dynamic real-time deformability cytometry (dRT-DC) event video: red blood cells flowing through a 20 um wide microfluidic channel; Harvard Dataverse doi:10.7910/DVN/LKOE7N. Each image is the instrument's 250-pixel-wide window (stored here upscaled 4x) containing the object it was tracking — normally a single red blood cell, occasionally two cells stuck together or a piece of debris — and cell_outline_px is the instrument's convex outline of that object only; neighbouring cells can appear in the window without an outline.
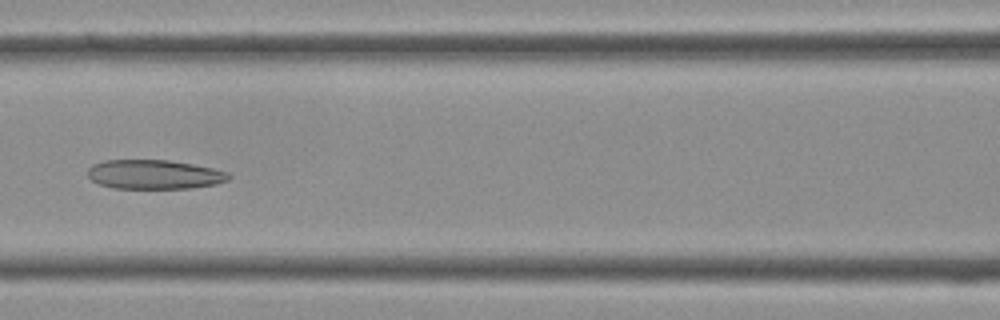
{"species": "Egyptian fruit bat (a non-hibernating species)", "species_latin": "Rousettus aegyptiacus", "temperature_condition": "cold", "stored_images_in_passage": 34, "camera_frame_rate_fps": 3000, "um_per_image_px": 0.085, "frame": {"image": 1, "passage_image": 11, "time_ms": 3.333, "image_size_px": [1000, 320], "cell_outline_px": [[232, 176], [228, 180], [216, 184], [192, 188], [112, 188], [100, 184], [92, 180], [88, 176], [88, 168], [92, 164], [104, 160], [168, 160], [192, 164], [212, 168], [228, 172]], "centroid_in_image_um": [13.11, 14.82], "position_along_channel_um": 153.5, "area_um2": 24.04}}
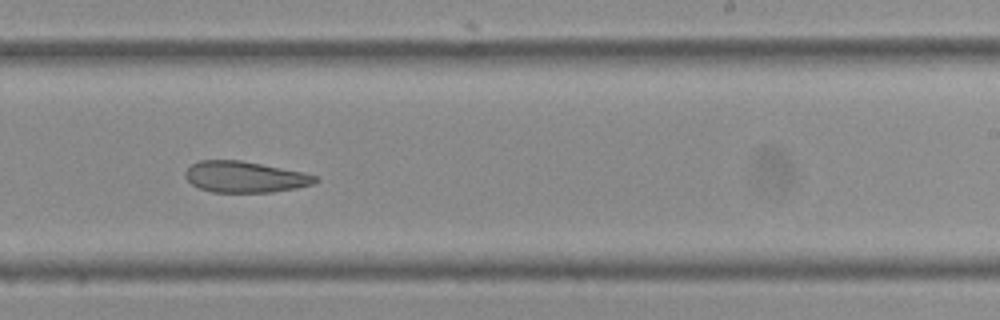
{"frame": {"image": 2, "passage_image": 18, "time_ms": 5.667, "image_size_px": [1000, 320], "cell_outline_px": [[320, 180], [312, 184], [296, 188], [272, 192], [212, 192], [200, 188], [192, 184], [184, 176], [184, 172], [192, 164], [200, 160], [240, 160], [304, 172], [316, 176]], "centroid_in_image_um": [20.82, 15.03], "position_along_channel_um": 268.2, "area_um2": 23.52}}
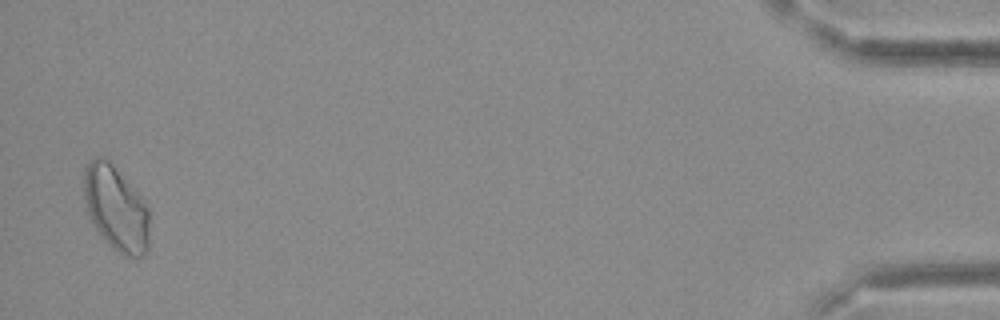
{"frame": {"image": 3, "passage_image": 33, "time_ms": 10.667, "image_size_px": [1000, 320], "cell_outline_px": [[148, 248], [144, 256], [124, 256], [112, 248], [108, 244], [96, 228], [88, 212], [84, 200], [84, 168], [96, 156], [104, 156], [112, 164], [136, 192], [148, 208]], "centroid_in_image_um": [9.84, 17.72], "position_along_channel_um": 425.4, "area_um2": 31.85}}